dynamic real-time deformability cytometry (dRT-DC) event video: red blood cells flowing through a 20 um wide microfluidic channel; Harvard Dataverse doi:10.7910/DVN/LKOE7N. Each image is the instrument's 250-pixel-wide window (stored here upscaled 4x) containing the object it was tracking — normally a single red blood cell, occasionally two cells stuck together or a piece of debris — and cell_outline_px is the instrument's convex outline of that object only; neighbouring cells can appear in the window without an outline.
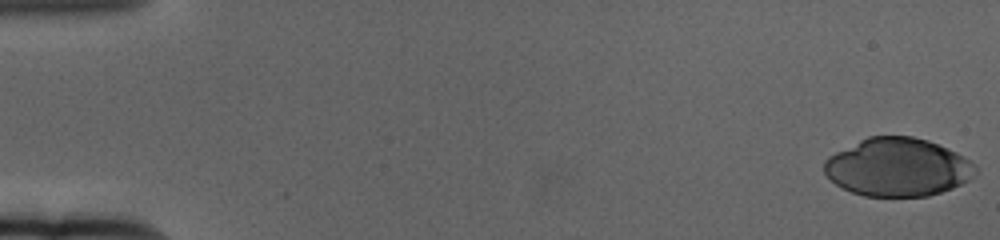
{"species": "human", "species_latin": "Homo sapiens", "temperature_condition": "cold", "stored_images_in_passage": 61, "camera_frame_rate_fps": 3000, "um_per_image_px": 0.085, "donor": {"sex": "female"}, "frame": {"image": 1, "passage_image": 1, "time_ms": 0.0, "image_size_px": [1000, 240], "cell_outline_px": [[976, 168], [968, 180], [952, 188], [928, 196], [864, 196], [852, 192], [836, 184], [824, 172], [824, 160], [828, 156], [868, 136], [912, 136], [928, 140], [956, 152], [968, 160]], "centroid_in_image_um": [76.26, 14.21], "position_along_channel_um": 8.7, "area_um2": 50.75}}
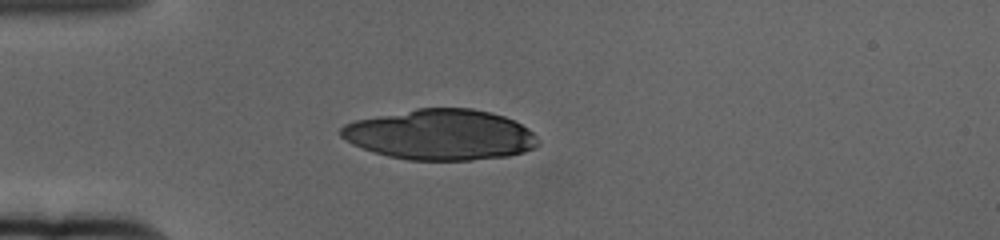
{"frame": {"image": 2, "passage_image": 17, "time_ms": 5.333, "image_size_px": [1000, 240], "cell_outline_px": [[540, 144], [524, 152], [508, 156], [472, 160], [408, 160], [388, 156], [372, 152], [352, 144], [340, 136], [340, 128], [344, 124], [356, 120], [416, 108], [472, 108], [492, 112], [504, 116], [528, 128], [540, 140]], "centroid_in_image_um": [37.44, 11.45], "position_along_channel_um": 47.6, "area_um2": 58.26}}